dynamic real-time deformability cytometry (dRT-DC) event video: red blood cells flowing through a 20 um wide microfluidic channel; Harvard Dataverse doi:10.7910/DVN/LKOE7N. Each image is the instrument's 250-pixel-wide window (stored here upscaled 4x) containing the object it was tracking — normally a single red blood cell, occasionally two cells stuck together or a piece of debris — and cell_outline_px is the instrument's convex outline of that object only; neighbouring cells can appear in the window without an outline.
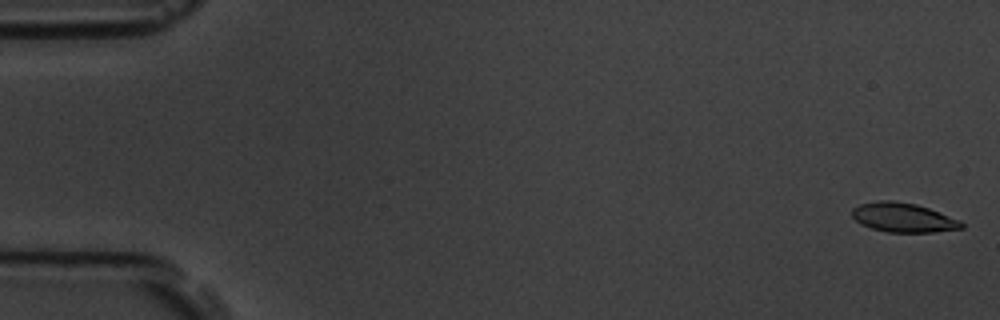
{"species": "common noctule bat (a hibernating species)", "species_latin": "Nyctalus noctula", "temperature_condition": "room temperature", "stored_images_in_passage": 6, "camera_frame_rate_fps": 3000, "um_per_image_px": 0.085, "animal": {"sex": "male", "body_mass_g": 19.5, "forearm_length_mm": 54.6}, "frame": {"image": 1, "passage_image": 1, "time_ms": 0.0, "image_size_px": [1000, 320], "cell_outline_px": [[964, 228], [932, 232], [888, 232], [872, 228], [860, 224], [852, 216], [852, 208], [860, 204], [880, 200], [892, 200], [916, 204], [928, 208], [960, 220], [964, 224]], "centroid_in_image_um": [76.76, 18.49], "position_along_channel_um": 8.2, "area_um2": 18.61}}
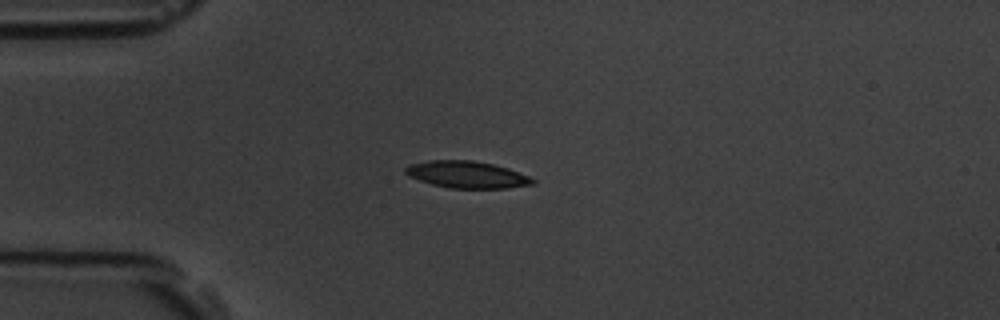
{"frame": {"image": 2, "passage_image": 5, "time_ms": 4.333, "image_size_px": [1000, 320], "cell_outline_px": [[536, 184], [508, 188], [452, 188], [432, 184], [408, 176], [404, 172], [404, 168], [408, 164], [428, 160], [472, 160], [492, 164], [508, 168], [528, 176], [536, 180]], "centroid_in_image_um": [39.68, 14.83], "position_along_channel_um": 45.3, "area_um2": 20.0}}
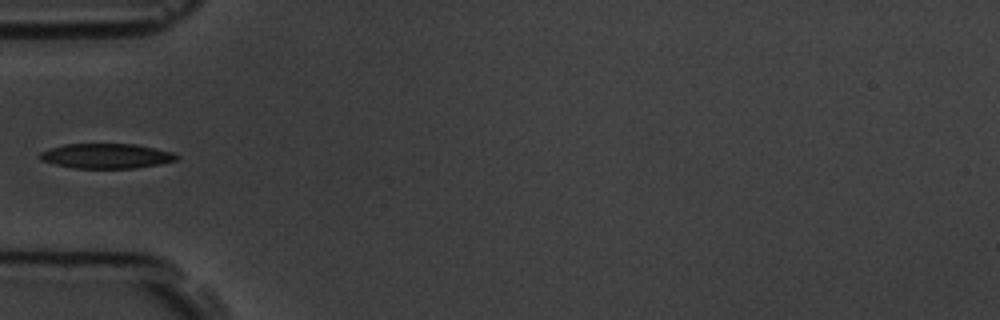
{"frame": {"image": 3, "passage_image": 6, "time_ms": 5.667, "image_size_px": [1000, 320], "cell_outline_px": [[180, 156], [176, 160], [160, 164], [136, 168], [72, 168], [40, 160], [40, 152], [48, 148], [64, 144], [136, 144], [156, 148], [172, 152]], "centroid_in_image_um": [9.04, 13.25], "position_along_channel_um": 76.0, "area_um2": 19.88}}